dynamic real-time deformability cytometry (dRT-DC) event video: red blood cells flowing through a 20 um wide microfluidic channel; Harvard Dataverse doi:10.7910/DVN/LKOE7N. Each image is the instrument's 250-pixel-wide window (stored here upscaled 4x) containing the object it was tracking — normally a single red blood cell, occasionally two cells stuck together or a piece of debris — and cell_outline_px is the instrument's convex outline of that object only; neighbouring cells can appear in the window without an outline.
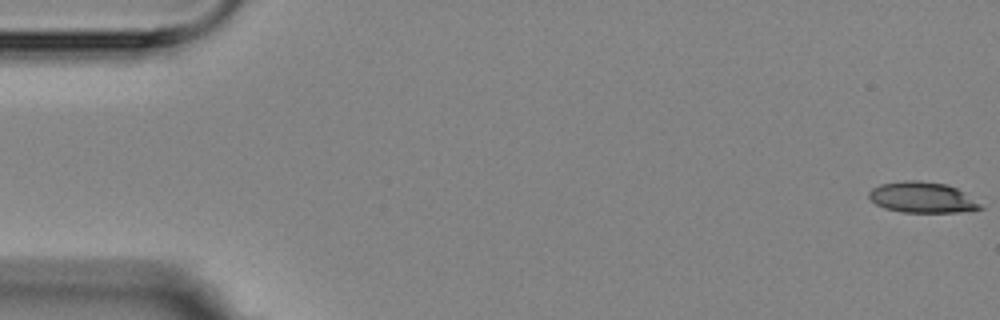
{"species": "Egyptian fruit bat (a non-hibernating species)", "species_latin": "Rousettus aegyptiacus", "temperature_condition": "room temperature", "stored_images_in_passage": 8, "camera_frame_rate_fps": 3000, "um_per_image_px": 0.085, "animal": {"sex": "female"}, "frame": {"image": 1, "passage_image": 1, "time_ms": 0.0, "image_size_px": [1000, 320], "cell_outline_px": [[984, 208], [960, 212], [904, 212], [884, 208], [876, 204], [868, 196], [868, 192], [872, 188], [880, 184], [904, 180], [916, 180], [948, 184], [964, 192], [980, 204]], "centroid_in_image_um": [78.37, 16.77], "position_along_channel_um": 6.6, "area_um2": 19.94}}
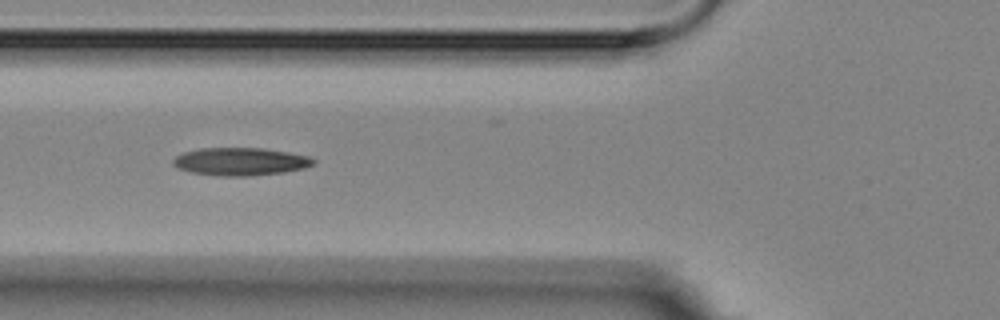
{"frame": {"image": 2, "passage_image": 6, "time_ms": 6.667, "image_size_px": [1000, 320], "cell_outline_px": [[316, 160], [312, 164], [304, 168], [284, 172], [252, 176], [220, 176], [192, 172], [176, 168], [172, 164], [172, 160], [176, 156], [184, 152], [200, 148], [260, 148], [288, 152], [308, 156]], "centroid_in_image_um": [20.4, 13.73], "position_along_channel_um": 105.4, "area_um2": 22.72}}
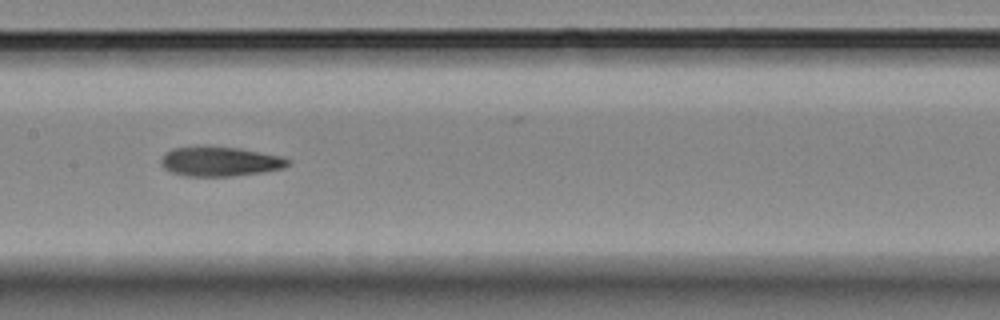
{"frame": {"image": 3, "passage_image": 8, "time_ms": 9.0, "image_size_px": [1000, 320], "cell_outline_px": [[292, 164], [284, 168], [264, 172], [232, 176], [188, 176], [172, 172], [164, 168], [160, 164], [160, 160], [172, 148], [236, 148], [280, 156], [292, 160]], "centroid_in_image_um": [18.77, 13.76], "position_along_channel_um": 188.6, "area_um2": 21.27}}